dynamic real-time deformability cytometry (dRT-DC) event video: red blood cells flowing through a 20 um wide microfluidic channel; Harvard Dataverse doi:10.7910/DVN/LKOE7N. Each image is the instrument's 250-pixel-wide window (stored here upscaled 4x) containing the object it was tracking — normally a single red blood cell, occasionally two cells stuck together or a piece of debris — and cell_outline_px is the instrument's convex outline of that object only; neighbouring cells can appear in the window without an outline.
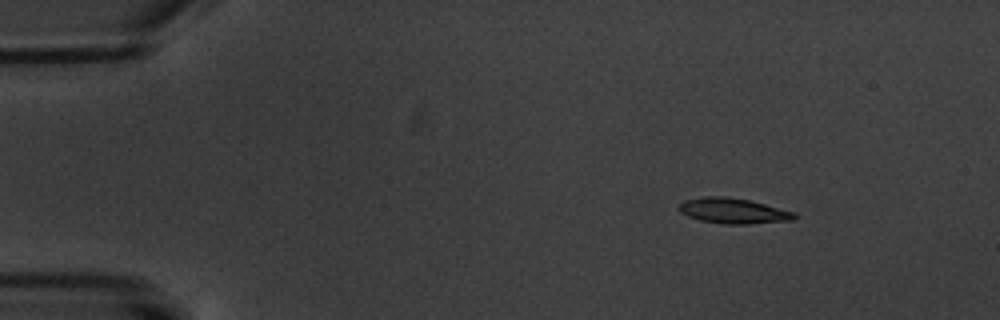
{"species": "common noctule bat (a hibernating species)", "species_latin": "Nyctalus noctula", "temperature_condition": "warm", "stored_images_in_passage": 5, "camera_frame_rate_fps": 3000, "um_per_image_px": 0.085, "animal": {"sex": "male", "body_mass_g": 20.1, "forearm_length_mm": 53.5}, "frame": {"image": 1, "passage_image": 1, "time_ms": 0.0, "image_size_px": [1000, 320], "cell_outline_px": [[796, 216], [792, 220], [748, 224], [724, 224], [700, 220], [688, 216], [680, 212], [676, 208], [684, 200], [704, 196], [724, 196], [748, 200], [796, 212]], "centroid_in_image_um": [62.29, 17.92], "position_along_channel_um": 22.7, "area_um2": 17.05}}
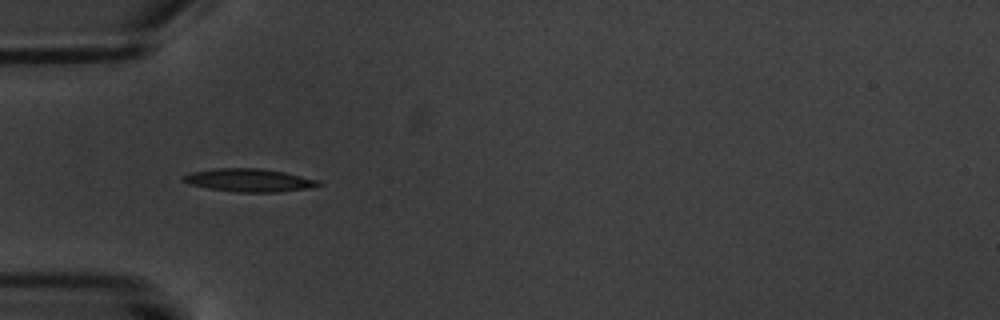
{"frame": {"image": 2, "passage_image": 4, "time_ms": 3.667, "image_size_px": [1000, 320], "cell_outline_px": [[320, 184], [308, 188], [276, 192], [236, 192], [208, 188], [188, 184], [180, 180], [184, 176], [192, 172], [212, 168], [260, 168], [284, 172], [320, 180]], "centroid_in_image_um": [21.13, 15.31], "position_along_channel_um": 63.9, "area_um2": 18.09}}